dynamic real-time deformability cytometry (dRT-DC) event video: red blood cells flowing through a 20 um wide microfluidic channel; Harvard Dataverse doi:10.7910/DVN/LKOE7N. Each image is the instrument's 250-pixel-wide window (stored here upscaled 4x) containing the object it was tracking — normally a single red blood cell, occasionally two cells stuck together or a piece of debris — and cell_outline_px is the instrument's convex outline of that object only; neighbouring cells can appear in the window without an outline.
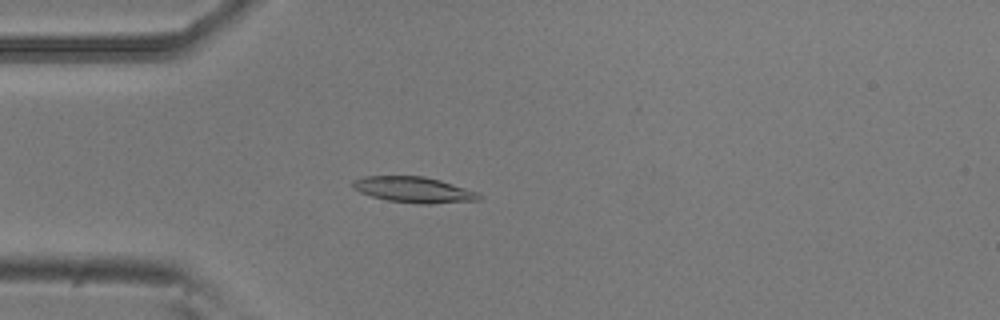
{"species": "common noctule bat (a hibernating species)", "species_latin": "Nyctalus noctula", "temperature_condition": "room temperature", "stored_images_in_passage": 5, "camera_frame_rate_fps": 3000, "um_per_image_px": 0.085, "animal": {"sex": "male", "body_mass_g": 20.5, "forearm_length_mm": 52.5}, "frame": {"image": 1, "passage_image": 4, "time_ms": 1.0, "image_size_px": [1000, 320], "cell_outline_px": [[480, 200], [432, 204], [420, 204], [388, 200], [372, 196], [360, 192], [352, 188], [352, 180], [364, 176], [424, 176], [440, 180], [480, 192]], "centroid_in_image_um": [35.18, 16.12], "position_along_channel_um": 49.8, "area_um2": 19.07}}